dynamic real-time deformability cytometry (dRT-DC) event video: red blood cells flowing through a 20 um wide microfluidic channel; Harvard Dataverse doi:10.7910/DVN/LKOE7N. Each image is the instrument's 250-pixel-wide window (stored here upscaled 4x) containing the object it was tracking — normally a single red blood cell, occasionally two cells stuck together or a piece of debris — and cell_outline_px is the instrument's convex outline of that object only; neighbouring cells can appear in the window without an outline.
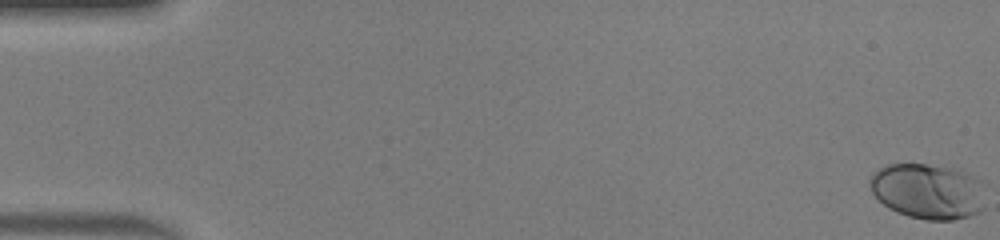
{"species": "human", "species_latin": "Homo sapiens", "temperature_condition": "warm", "stored_images_in_passage": 51, "camera_frame_rate_fps": 3000, "um_per_image_px": 0.085, "donor": {"sex": "male"}, "frame": {"image": 1, "passage_image": 1, "time_ms": 0.0, "image_size_px": [1000, 240], "cell_outline_px": [[980, 212], [968, 216], [952, 220], [928, 220], [908, 216], [896, 212], [888, 208], [872, 192], [868, 180], [872, 172], [888, 164], [928, 164], [960, 172], [972, 176], [980, 180]], "centroid_in_image_um": [78.76, 16.26], "position_along_channel_um": 6.2, "area_um2": 36.47}}
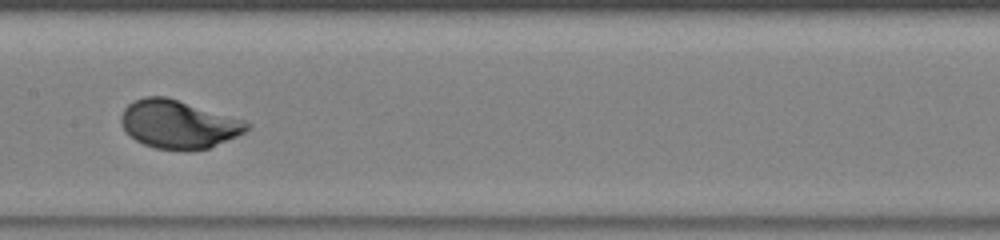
{"frame": {"image": 2, "passage_image": 27, "time_ms": 8.667, "image_size_px": [1000, 240], "cell_outline_px": [[252, 124], [244, 132], [236, 136], [208, 148], [156, 148], [144, 144], [136, 140], [124, 128], [120, 120], [120, 116], [124, 108], [128, 104], [144, 96], [164, 96], [244, 120]], "centroid_in_image_um": [15.15, 10.53], "position_along_channel_um": 192.3, "area_um2": 34.33}}
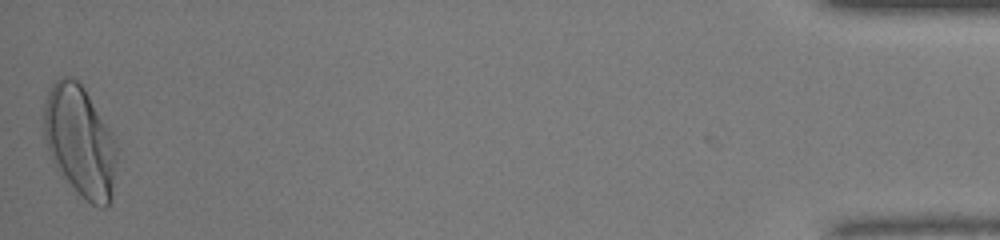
{"frame": {"image": 3, "passage_image": 51, "time_ms": 16.667, "image_size_px": [1000, 240], "cell_outline_px": [[116, 160], [112, 196], [108, 204], [104, 208], [100, 208], [92, 204], [80, 196], [76, 192], [52, 160], [44, 140], [44, 100], [52, 84], [60, 76], [72, 76], [84, 88], [112, 136], [116, 144]], "centroid_in_image_um": [6.77, 12.01], "position_along_channel_um": 428.4, "area_um2": 46.59}, "authors_computed_cell_mechanics": {"area_um2": 34.7378, "velocity_mm_per_s": 4.121, "shape_relaxation_time_tau1_ms": 2.2588, "shape_relaxation_time_tau2_ms": null, "deformation_change_tau1": 0.1526, "deformation_change_tau2": null}}